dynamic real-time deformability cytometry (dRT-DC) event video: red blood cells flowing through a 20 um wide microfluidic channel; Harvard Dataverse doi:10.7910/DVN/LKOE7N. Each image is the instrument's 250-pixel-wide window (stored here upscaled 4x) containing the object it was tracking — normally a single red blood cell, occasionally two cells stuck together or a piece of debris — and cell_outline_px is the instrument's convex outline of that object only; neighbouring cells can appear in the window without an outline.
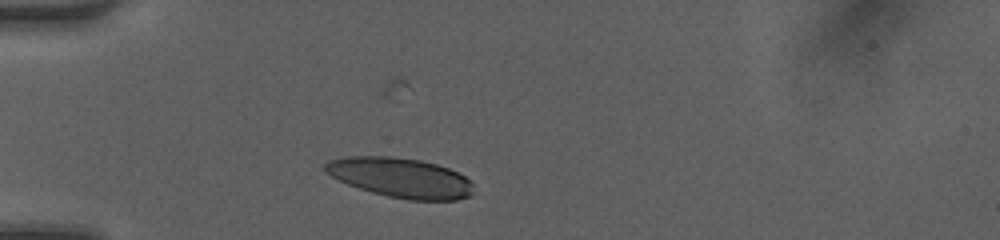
{"species": "human", "species_latin": "Homo sapiens", "temperature_condition": "room temperature", "stored_images_in_passage": 41, "camera_frame_rate_fps": 3000, "um_per_image_px": 0.085, "donor": {"sex": "female"}, "frame": {"image": 1, "passage_image": 6, "time_ms": 1.667, "image_size_px": [1000, 240], "cell_outline_px": [[472, 196], [456, 200], [408, 200], [388, 196], [372, 192], [348, 184], [324, 172], [324, 164], [328, 160], [348, 156], [388, 156], [420, 160], [436, 164], [448, 168], [472, 180]], "centroid_in_image_um": [34.05, 15.1], "position_along_channel_um": 51.0, "area_um2": 34.33}}
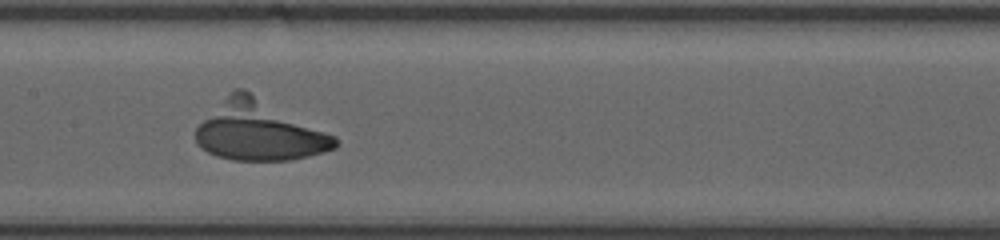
{"frame": {"image": 2, "passage_image": 17, "time_ms": 5.333, "image_size_px": [1000, 240], "cell_outline_px": [[340, 144], [336, 148], [324, 152], [292, 160], [232, 160], [216, 156], [200, 148], [196, 144], [196, 128], [236, 88], [244, 88], [336, 136], [340, 140]], "centroid_in_image_um": [22.1, 11.16], "position_along_channel_um": 185.3, "area_um2": 47.97}}
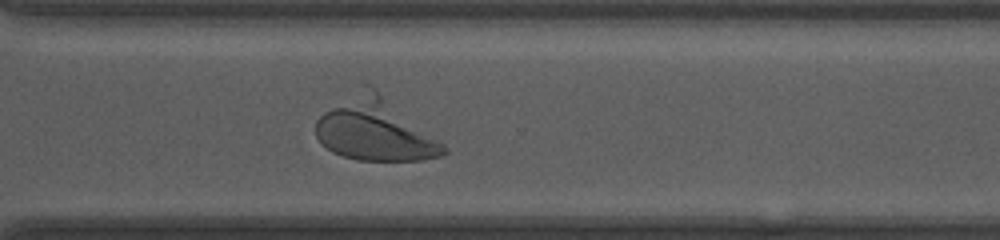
{"frame": {"image": 3, "passage_image": 28, "time_ms": 9.0, "image_size_px": [1000, 240], "cell_outline_px": [[448, 152], [444, 156], [420, 160], [356, 160], [332, 152], [320, 144], [316, 136], [316, 120], [324, 112], [364, 84], [368, 84], [376, 88], [444, 144], [448, 148]], "centroid_in_image_um": [31.88, 11.04], "position_along_channel_um": 338.7, "area_um2": 46.12}}